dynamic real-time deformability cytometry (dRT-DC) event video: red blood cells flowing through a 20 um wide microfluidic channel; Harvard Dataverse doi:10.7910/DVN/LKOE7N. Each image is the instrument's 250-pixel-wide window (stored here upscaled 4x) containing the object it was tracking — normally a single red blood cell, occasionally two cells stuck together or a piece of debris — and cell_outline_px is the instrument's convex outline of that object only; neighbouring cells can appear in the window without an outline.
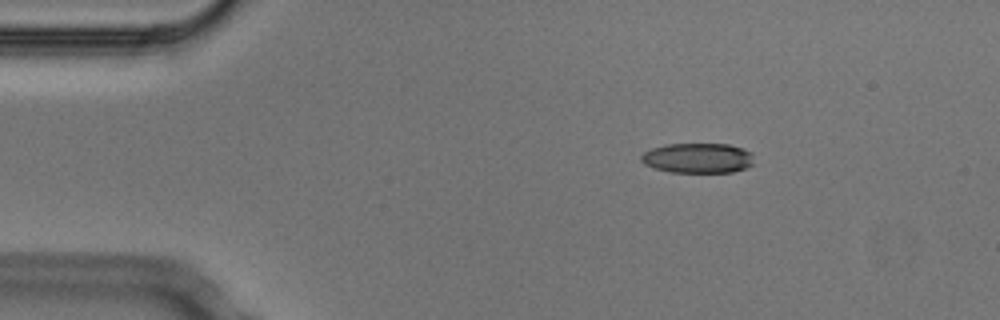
{"species": "Egyptian fruit bat (a non-hibernating species)", "species_latin": "Rousettus aegyptiacus", "temperature_condition": "cold", "stored_images_in_passage": 3, "camera_frame_rate_fps": 3000, "um_per_image_px": 0.085, "animal": {"sex": "male"}, "frame": {"image": 1, "passage_image": 1, "time_ms": 0.0, "image_size_px": [1000, 320], "cell_outline_px": [[752, 164], [748, 168], [732, 172], [668, 172], [644, 164], [640, 160], [640, 156], [644, 152], [652, 148], [664, 144], [728, 144], [744, 148], [752, 152]], "centroid_in_image_um": [59.32, 13.43], "position_along_channel_um": 25.7, "area_um2": 19.88}}
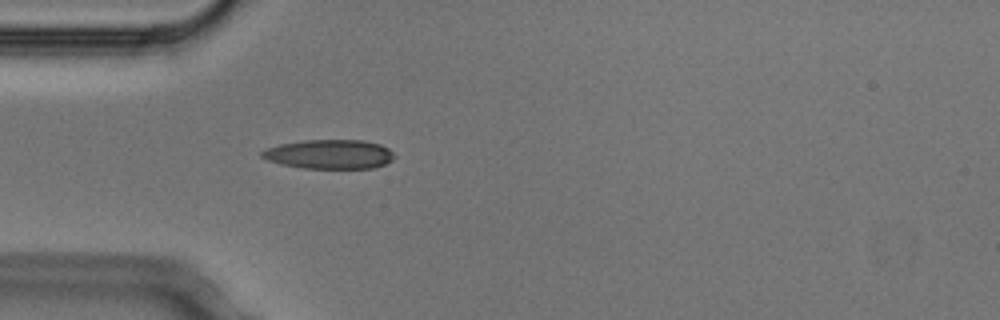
{"frame": {"image": 2, "passage_image": 3, "time_ms": 0.667, "image_size_px": [1000, 320], "cell_outline_px": [[396, 156], [392, 160], [384, 164], [372, 168], [304, 168], [280, 164], [268, 160], [260, 156], [260, 152], [264, 148], [280, 144], [304, 140], [364, 140], [380, 144], [388, 148]], "centroid_in_image_um": [27.98, 13.1], "position_along_channel_um": 57.0, "area_um2": 22.66}}